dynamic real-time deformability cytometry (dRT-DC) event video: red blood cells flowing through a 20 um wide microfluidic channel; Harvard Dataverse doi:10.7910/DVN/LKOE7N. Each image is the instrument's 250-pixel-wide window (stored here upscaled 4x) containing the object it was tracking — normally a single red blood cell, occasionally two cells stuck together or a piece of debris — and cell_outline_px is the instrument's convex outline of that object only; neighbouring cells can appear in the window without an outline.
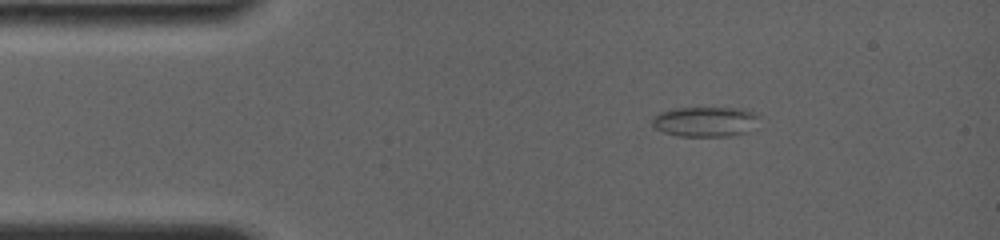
{"species": "common noctule bat (a hibernating species)", "species_latin": "Nyctalus noctula", "temperature_condition": "room temperature", "stored_images_in_passage": 56, "camera_frame_rate_fps": 4000, "um_per_image_px": 0.085, "animal": {"sex": "female", "body_mass_g": 19.0, "forearm_length_mm": 56.7}, "frame": {"image": 1, "passage_image": 1, "time_ms": 0.0, "image_size_px": [1000, 240], "cell_outline_px": [[756, 116], [744, 132], [728, 136], [680, 136], [664, 132], [656, 128], [652, 124], [652, 116], [660, 112], [676, 108], [740, 108], [756, 112]], "centroid_in_image_um": [59.82, 10.32], "position_along_channel_um": 25.2, "area_um2": 18.09}}
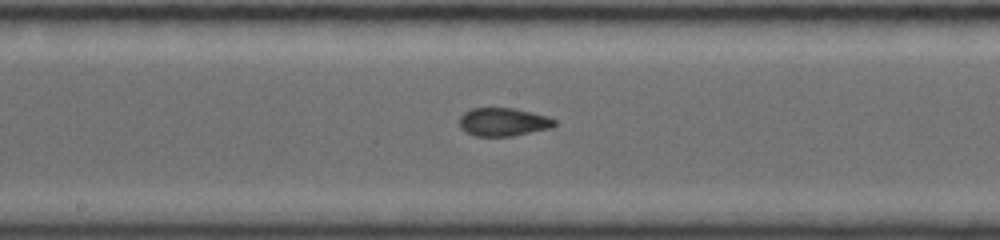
{"frame": {"image": 2, "passage_image": 25, "time_ms": 6.0, "image_size_px": [1000, 240], "cell_outline_px": [[556, 124], [552, 128], [512, 136], [476, 136], [460, 128], [460, 116], [464, 112], [472, 108], [512, 108], [532, 112], [548, 116], [556, 120]], "centroid_in_image_um": [42.8, 10.36], "position_along_channel_um": 205.4, "area_um2": 15.66}}
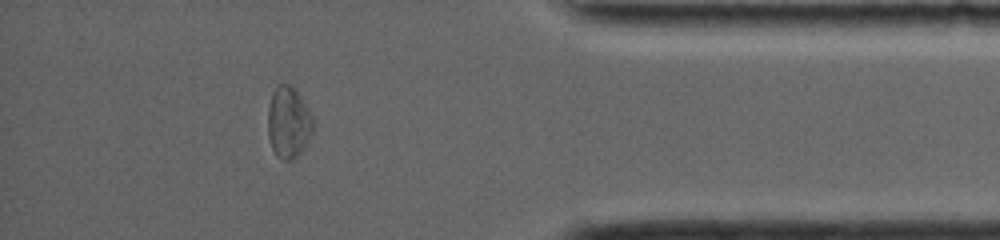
{"frame": {"image": 3, "passage_image": 48, "time_ms": 11.75, "image_size_px": [1000, 240], "cell_outline_px": [[312, 132], [308, 140], [300, 152], [292, 160], [284, 160], [276, 156], [272, 148], [268, 136], [268, 108], [272, 92], [280, 84], [288, 84], [296, 88], [308, 108], [312, 116]], "centroid_in_image_um": [24.51, 10.39], "position_along_channel_um": 410.7, "area_um2": 18.73}, "authors_computed_cell_mechanics": {"area_um2": 16.5308, "velocity_mm_per_s": 3.8995, "shape_relaxation_time_tau1_ms": null, "shape_relaxation_time_tau2_ms": 1.1242, "deformation_change_tau1": null, "deformation_change_tau2": 0.073}}